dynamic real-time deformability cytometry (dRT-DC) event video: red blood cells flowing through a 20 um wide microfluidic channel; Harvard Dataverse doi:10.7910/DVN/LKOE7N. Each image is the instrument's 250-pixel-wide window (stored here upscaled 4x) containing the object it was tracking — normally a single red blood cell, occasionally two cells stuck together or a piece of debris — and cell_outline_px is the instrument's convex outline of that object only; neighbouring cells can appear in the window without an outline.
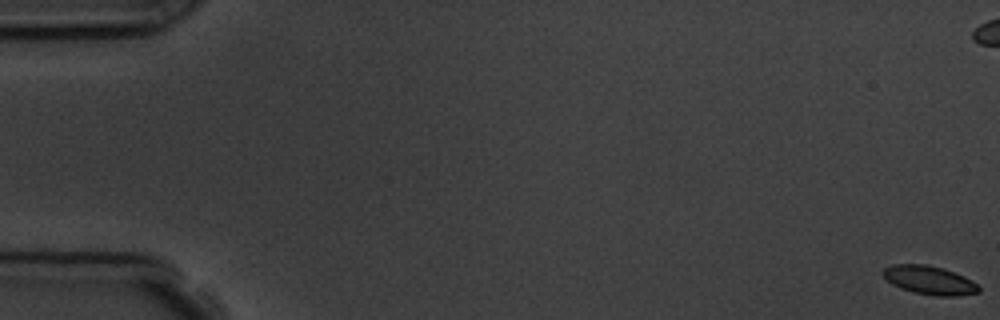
{"species": "common noctule bat (a hibernating species)", "species_latin": "Nyctalus noctula", "temperature_condition": "room temperature", "stored_images_in_passage": 4, "camera_frame_rate_fps": 3000, "um_per_image_px": 0.085, "animal": {"sex": "male", "body_mass_g": 19.5, "forearm_length_mm": 54.6}, "frame": {"image": 1, "passage_image": 1, "time_ms": 0.0, "image_size_px": [1000, 320], "cell_outline_px": [[980, 292], [956, 296], [936, 296], [912, 292], [900, 288], [892, 284], [880, 272], [884, 268], [892, 264], [924, 264], [944, 268], [964, 276], [972, 280], [980, 288]], "centroid_in_image_um": [78.99, 23.81], "position_along_channel_um": 6.0, "area_um2": 16.07}}